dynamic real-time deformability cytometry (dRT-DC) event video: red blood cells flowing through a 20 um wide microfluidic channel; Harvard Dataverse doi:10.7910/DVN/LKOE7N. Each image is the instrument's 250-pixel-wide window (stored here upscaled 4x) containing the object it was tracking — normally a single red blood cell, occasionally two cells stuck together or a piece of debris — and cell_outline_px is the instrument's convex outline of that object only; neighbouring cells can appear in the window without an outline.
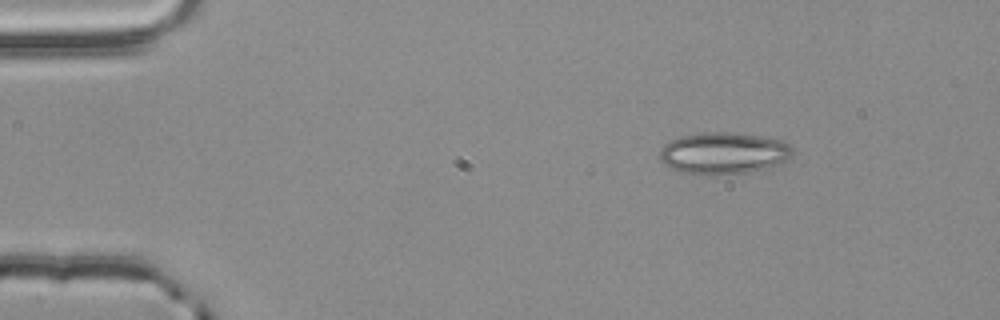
{"species": "common noctule bat (a hibernating species)", "species_latin": "Nyctalus noctula", "temperature_condition": "room temperature", "stored_images_in_passage": 3, "camera_frame_rate_fps": 3000, "um_per_image_px": 0.085, "animal": {"sex": "male", "body_mass_g": 20.4}, "frame": {"image": 1, "passage_image": 1, "time_ms": 0.0, "image_size_px": [1000, 320], "cell_outline_px": [[792, 156], [788, 160], [780, 164], [748, 172], [704, 176], [684, 172], [672, 168], [664, 164], [660, 160], [660, 148], [664, 144], [680, 136], [704, 132], [732, 132], [760, 136], [780, 140], [788, 144], [792, 148]], "centroid_in_image_um": [61.49, 13.02], "position_along_channel_um": 23.5, "area_um2": 32.43}}